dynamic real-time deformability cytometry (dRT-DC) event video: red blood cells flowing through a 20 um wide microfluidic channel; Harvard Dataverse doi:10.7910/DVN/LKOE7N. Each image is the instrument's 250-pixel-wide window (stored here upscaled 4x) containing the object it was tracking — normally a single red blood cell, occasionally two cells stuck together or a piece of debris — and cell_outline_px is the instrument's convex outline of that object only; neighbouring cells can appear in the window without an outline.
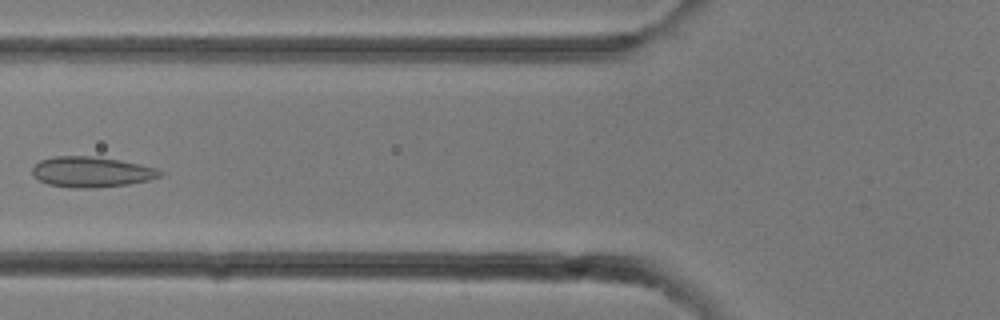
{"species": "common noctule bat (a hibernating species)", "species_latin": "Nyctalus noctula", "temperature_condition": "room temperature", "stored_images_in_passage": 14, "camera_frame_rate_fps": 3000, "um_per_image_px": 0.085, "animal": {"sex": "female"}, "frame": {"image": 1, "passage_image": 8, "time_ms": 2.333, "image_size_px": [1000, 320], "cell_outline_px": [[164, 172], [160, 176], [148, 180], [128, 184], [92, 188], [72, 188], [48, 184], [32, 176], [32, 168], [40, 160], [52, 156], [92, 156], [120, 160], [140, 164], [156, 168]], "centroid_in_image_um": [7.75, 14.61], "position_along_channel_um": 118.0, "area_um2": 22.72}}
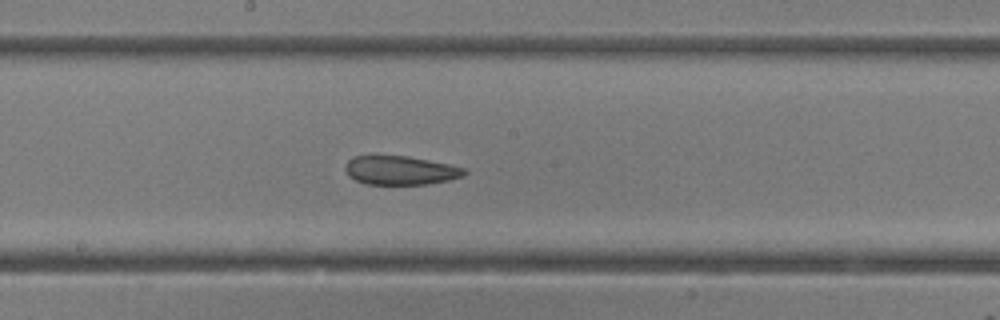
{"frame": {"image": 2, "passage_image": 12, "time_ms": 3.667, "image_size_px": [1000, 320], "cell_outline_px": [[468, 172], [464, 176], [448, 180], [428, 184], [364, 184], [348, 176], [344, 168], [348, 160], [352, 156], [408, 156], [448, 164], [464, 168]], "centroid_in_image_um": [34.02, 14.48], "position_along_channel_um": 214.2, "area_um2": 20.0}}
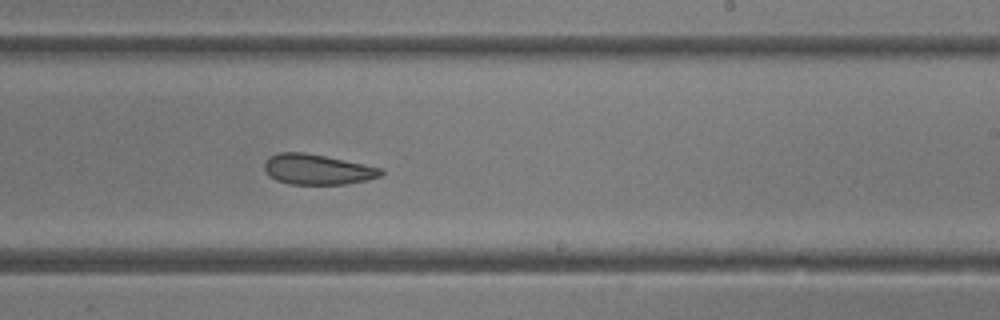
{"frame": {"image": 3, "passage_image": 14, "time_ms": 4.333, "image_size_px": [1000, 320], "cell_outline_px": [[384, 172], [380, 176], [368, 180], [344, 184], [288, 184], [276, 180], [264, 168], [264, 164], [268, 156], [280, 152], [304, 152], [364, 164], [380, 168]], "centroid_in_image_um": [26.96, 14.4], "position_along_channel_um": 262.0, "area_um2": 20.4}}